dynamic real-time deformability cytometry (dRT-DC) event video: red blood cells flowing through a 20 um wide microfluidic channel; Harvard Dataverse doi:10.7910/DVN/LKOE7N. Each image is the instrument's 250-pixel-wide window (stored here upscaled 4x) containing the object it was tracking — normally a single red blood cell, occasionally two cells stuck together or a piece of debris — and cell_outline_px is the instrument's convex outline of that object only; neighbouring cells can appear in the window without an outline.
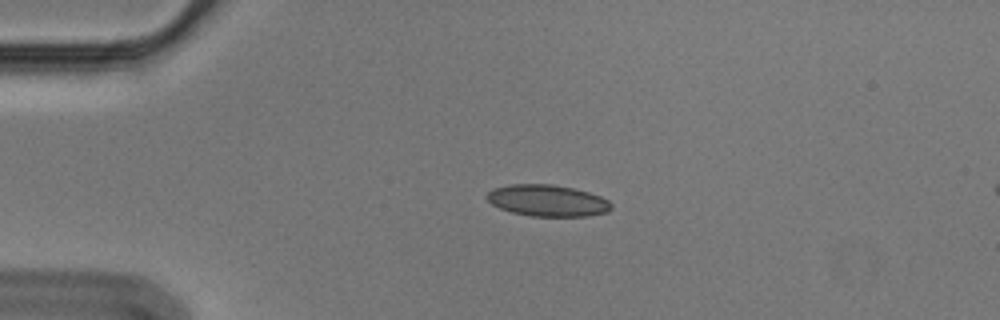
{"species": "Egyptian fruit bat (a non-hibernating species)", "species_latin": "Rousettus aegyptiacus", "temperature_condition": "cold", "stored_images_in_passage": 6, "camera_frame_rate_fps": 3000, "um_per_image_px": 0.085, "animal": {"sex": "male"}, "frame": {"image": 1, "passage_image": 1, "time_ms": 0.0, "image_size_px": [1000, 320], "cell_outline_px": [[612, 208], [608, 212], [588, 216], [532, 216], [512, 212], [500, 208], [492, 204], [484, 196], [492, 188], [512, 184], [552, 184], [572, 188], [588, 192], [600, 196], [608, 200], [612, 204]], "centroid_in_image_um": [46.53, 17.05], "position_along_channel_um": 38.5, "area_um2": 22.89}}